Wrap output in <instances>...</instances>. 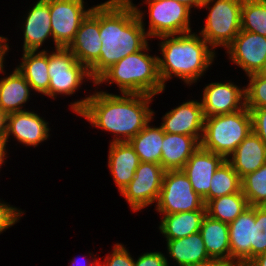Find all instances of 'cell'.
Instances as JSON below:
<instances>
[{
    "instance_id": "cell-4",
    "label": "cell",
    "mask_w": 266,
    "mask_h": 266,
    "mask_svg": "<svg viewBox=\"0 0 266 266\" xmlns=\"http://www.w3.org/2000/svg\"><path fill=\"white\" fill-rule=\"evenodd\" d=\"M149 49L147 44L142 50L111 65L95 80L94 85L115 82L121 94L159 95L166 87L159 76L158 56L148 54Z\"/></svg>"
},
{
    "instance_id": "cell-6",
    "label": "cell",
    "mask_w": 266,
    "mask_h": 266,
    "mask_svg": "<svg viewBox=\"0 0 266 266\" xmlns=\"http://www.w3.org/2000/svg\"><path fill=\"white\" fill-rule=\"evenodd\" d=\"M242 2L243 0L204 1L201 8L208 9L209 14L199 34L213 49L219 46L226 48L240 32Z\"/></svg>"
},
{
    "instance_id": "cell-18",
    "label": "cell",
    "mask_w": 266,
    "mask_h": 266,
    "mask_svg": "<svg viewBox=\"0 0 266 266\" xmlns=\"http://www.w3.org/2000/svg\"><path fill=\"white\" fill-rule=\"evenodd\" d=\"M253 224L255 206H250L229 223L230 263L245 266L253 259Z\"/></svg>"
},
{
    "instance_id": "cell-16",
    "label": "cell",
    "mask_w": 266,
    "mask_h": 266,
    "mask_svg": "<svg viewBox=\"0 0 266 266\" xmlns=\"http://www.w3.org/2000/svg\"><path fill=\"white\" fill-rule=\"evenodd\" d=\"M225 160L224 156L199 146L181 169L189 178L193 190L203 198L204 204L209 201L211 179Z\"/></svg>"
},
{
    "instance_id": "cell-8",
    "label": "cell",
    "mask_w": 266,
    "mask_h": 266,
    "mask_svg": "<svg viewBox=\"0 0 266 266\" xmlns=\"http://www.w3.org/2000/svg\"><path fill=\"white\" fill-rule=\"evenodd\" d=\"M206 210L203 198L192 188L182 170H167L156 203V211L163 215Z\"/></svg>"
},
{
    "instance_id": "cell-40",
    "label": "cell",
    "mask_w": 266,
    "mask_h": 266,
    "mask_svg": "<svg viewBox=\"0 0 266 266\" xmlns=\"http://www.w3.org/2000/svg\"><path fill=\"white\" fill-rule=\"evenodd\" d=\"M189 266H236V265L230 262L222 261V260L208 259L206 261L199 262L197 264H193Z\"/></svg>"
},
{
    "instance_id": "cell-32",
    "label": "cell",
    "mask_w": 266,
    "mask_h": 266,
    "mask_svg": "<svg viewBox=\"0 0 266 266\" xmlns=\"http://www.w3.org/2000/svg\"><path fill=\"white\" fill-rule=\"evenodd\" d=\"M241 191L250 206H266V163L241 178Z\"/></svg>"
},
{
    "instance_id": "cell-39",
    "label": "cell",
    "mask_w": 266,
    "mask_h": 266,
    "mask_svg": "<svg viewBox=\"0 0 266 266\" xmlns=\"http://www.w3.org/2000/svg\"><path fill=\"white\" fill-rule=\"evenodd\" d=\"M8 41V38L6 37H3V36H0V74L1 73H5L4 71V67L5 65L3 64L4 63V60H5V55H7L6 53L8 52L9 50V45L8 43H6Z\"/></svg>"
},
{
    "instance_id": "cell-42",
    "label": "cell",
    "mask_w": 266,
    "mask_h": 266,
    "mask_svg": "<svg viewBox=\"0 0 266 266\" xmlns=\"http://www.w3.org/2000/svg\"><path fill=\"white\" fill-rule=\"evenodd\" d=\"M245 266H266V252L255 256Z\"/></svg>"
},
{
    "instance_id": "cell-24",
    "label": "cell",
    "mask_w": 266,
    "mask_h": 266,
    "mask_svg": "<svg viewBox=\"0 0 266 266\" xmlns=\"http://www.w3.org/2000/svg\"><path fill=\"white\" fill-rule=\"evenodd\" d=\"M33 91L21 73L14 69L9 76L0 79V108L6 113L26 111L25 106Z\"/></svg>"
},
{
    "instance_id": "cell-3",
    "label": "cell",
    "mask_w": 266,
    "mask_h": 266,
    "mask_svg": "<svg viewBox=\"0 0 266 266\" xmlns=\"http://www.w3.org/2000/svg\"><path fill=\"white\" fill-rule=\"evenodd\" d=\"M161 56H158L160 79L166 87L172 76L182 79L189 86L208 70L215 58V50L195 32L158 37Z\"/></svg>"
},
{
    "instance_id": "cell-5",
    "label": "cell",
    "mask_w": 266,
    "mask_h": 266,
    "mask_svg": "<svg viewBox=\"0 0 266 266\" xmlns=\"http://www.w3.org/2000/svg\"><path fill=\"white\" fill-rule=\"evenodd\" d=\"M250 132L252 119L246 106L231 114L205 117L200 146L227 159Z\"/></svg>"
},
{
    "instance_id": "cell-2",
    "label": "cell",
    "mask_w": 266,
    "mask_h": 266,
    "mask_svg": "<svg viewBox=\"0 0 266 266\" xmlns=\"http://www.w3.org/2000/svg\"><path fill=\"white\" fill-rule=\"evenodd\" d=\"M144 14L132 0H108L100 4V57L89 68L94 81L111 65L148 44Z\"/></svg>"
},
{
    "instance_id": "cell-43",
    "label": "cell",
    "mask_w": 266,
    "mask_h": 266,
    "mask_svg": "<svg viewBox=\"0 0 266 266\" xmlns=\"http://www.w3.org/2000/svg\"><path fill=\"white\" fill-rule=\"evenodd\" d=\"M174 1H177V2L185 5L186 7H188L191 10V8H193V7L200 9L205 0H174Z\"/></svg>"
},
{
    "instance_id": "cell-44",
    "label": "cell",
    "mask_w": 266,
    "mask_h": 266,
    "mask_svg": "<svg viewBox=\"0 0 266 266\" xmlns=\"http://www.w3.org/2000/svg\"><path fill=\"white\" fill-rule=\"evenodd\" d=\"M91 257L93 258V261L89 260L90 263L88 261H85V263L88 262V265L85 264L84 266H99V260L94 255H92ZM69 264L70 266H77L79 263H78V260L75 258V259H72Z\"/></svg>"
},
{
    "instance_id": "cell-30",
    "label": "cell",
    "mask_w": 266,
    "mask_h": 266,
    "mask_svg": "<svg viewBox=\"0 0 266 266\" xmlns=\"http://www.w3.org/2000/svg\"><path fill=\"white\" fill-rule=\"evenodd\" d=\"M210 184L209 200L241 190V178L227 160L215 171Z\"/></svg>"
},
{
    "instance_id": "cell-41",
    "label": "cell",
    "mask_w": 266,
    "mask_h": 266,
    "mask_svg": "<svg viewBox=\"0 0 266 266\" xmlns=\"http://www.w3.org/2000/svg\"><path fill=\"white\" fill-rule=\"evenodd\" d=\"M7 114L0 108V144H4L6 136Z\"/></svg>"
},
{
    "instance_id": "cell-29",
    "label": "cell",
    "mask_w": 266,
    "mask_h": 266,
    "mask_svg": "<svg viewBox=\"0 0 266 266\" xmlns=\"http://www.w3.org/2000/svg\"><path fill=\"white\" fill-rule=\"evenodd\" d=\"M205 207L206 215L229 224L246 211L250 205L240 190L237 193L211 199L205 204Z\"/></svg>"
},
{
    "instance_id": "cell-45",
    "label": "cell",
    "mask_w": 266,
    "mask_h": 266,
    "mask_svg": "<svg viewBox=\"0 0 266 266\" xmlns=\"http://www.w3.org/2000/svg\"><path fill=\"white\" fill-rule=\"evenodd\" d=\"M7 149L4 144H0V168L5 163V160L7 158Z\"/></svg>"
},
{
    "instance_id": "cell-25",
    "label": "cell",
    "mask_w": 266,
    "mask_h": 266,
    "mask_svg": "<svg viewBox=\"0 0 266 266\" xmlns=\"http://www.w3.org/2000/svg\"><path fill=\"white\" fill-rule=\"evenodd\" d=\"M210 259L230 262L229 226L206 215L200 231Z\"/></svg>"
},
{
    "instance_id": "cell-10",
    "label": "cell",
    "mask_w": 266,
    "mask_h": 266,
    "mask_svg": "<svg viewBox=\"0 0 266 266\" xmlns=\"http://www.w3.org/2000/svg\"><path fill=\"white\" fill-rule=\"evenodd\" d=\"M165 169L161 164L140 162L134 178L120 192L134 212L157 203L163 183Z\"/></svg>"
},
{
    "instance_id": "cell-31",
    "label": "cell",
    "mask_w": 266,
    "mask_h": 266,
    "mask_svg": "<svg viewBox=\"0 0 266 266\" xmlns=\"http://www.w3.org/2000/svg\"><path fill=\"white\" fill-rule=\"evenodd\" d=\"M241 30L266 37V0H243Z\"/></svg>"
},
{
    "instance_id": "cell-23",
    "label": "cell",
    "mask_w": 266,
    "mask_h": 266,
    "mask_svg": "<svg viewBox=\"0 0 266 266\" xmlns=\"http://www.w3.org/2000/svg\"><path fill=\"white\" fill-rule=\"evenodd\" d=\"M20 65L15 67L35 92L48 96L50 76L48 73V51L23 52Z\"/></svg>"
},
{
    "instance_id": "cell-14",
    "label": "cell",
    "mask_w": 266,
    "mask_h": 266,
    "mask_svg": "<svg viewBox=\"0 0 266 266\" xmlns=\"http://www.w3.org/2000/svg\"><path fill=\"white\" fill-rule=\"evenodd\" d=\"M101 40L100 4H98L93 6L92 11L81 22L75 38L67 48L78 62L89 69L100 57Z\"/></svg>"
},
{
    "instance_id": "cell-34",
    "label": "cell",
    "mask_w": 266,
    "mask_h": 266,
    "mask_svg": "<svg viewBox=\"0 0 266 266\" xmlns=\"http://www.w3.org/2000/svg\"><path fill=\"white\" fill-rule=\"evenodd\" d=\"M266 252V206H255L253 224V258Z\"/></svg>"
},
{
    "instance_id": "cell-37",
    "label": "cell",
    "mask_w": 266,
    "mask_h": 266,
    "mask_svg": "<svg viewBox=\"0 0 266 266\" xmlns=\"http://www.w3.org/2000/svg\"><path fill=\"white\" fill-rule=\"evenodd\" d=\"M252 131L256 133L266 146V108H253L250 111Z\"/></svg>"
},
{
    "instance_id": "cell-9",
    "label": "cell",
    "mask_w": 266,
    "mask_h": 266,
    "mask_svg": "<svg viewBox=\"0 0 266 266\" xmlns=\"http://www.w3.org/2000/svg\"><path fill=\"white\" fill-rule=\"evenodd\" d=\"M148 5V37H161L191 32V10L174 0H145Z\"/></svg>"
},
{
    "instance_id": "cell-7",
    "label": "cell",
    "mask_w": 266,
    "mask_h": 266,
    "mask_svg": "<svg viewBox=\"0 0 266 266\" xmlns=\"http://www.w3.org/2000/svg\"><path fill=\"white\" fill-rule=\"evenodd\" d=\"M54 50L48 52L49 97L55 100L57 95H73L81 87L84 79L92 80L95 84L89 69L78 62L68 48L58 47Z\"/></svg>"
},
{
    "instance_id": "cell-11",
    "label": "cell",
    "mask_w": 266,
    "mask_h": 266,
    "mask_svg": "<svg viewBox=\"0 0 266 266\" xmlns=\"http://www.w3.org/2000/svg\"><path fill=\"white\" fill-rule=\"evenodd\" d=\"M85 9L84 0H50V18L55 49L67 48L80 28L81 22L92 11Z\"/></svg>"
},
{
    "instance_id": "cell-38",
    "label": "cell",
    "mask_w": 266,
    "mask_h": 266,
    "mask_svg": "<svg viewBox=\"0 0 266 266\" xmlns=\"http://www.w3.org/2000/svg\"><path fill=\"white\" fill-rule=\"evenodd\" d=\"M134 266H169V263L162 252H145L134 260Z\"/></svg>"
},
{
    "instance_id": "cell-1",
    "label": "cell",
    "mask_w": 266,
    "mask_h": 266,
    "mask_svg": "<svg viewBox=\"0 0 266 266\" xmlns=\"http://www.w3.org/2000/svg\"><path fill=\"white\" fill-rule=\"evenodd\" d=\"M154 97L127 93L121 96L97 91L84 99L71 102L70 107L91 126L111 132L114 135L111 142H125L151 123L155 112L149 105Z\"/></svg>"
},
{
    "instance_id": "cell-17",
    "label": "cell",
    "mask_w": 266,
    "mask_h": 266,
    "mask_svg": "<svg viewBox=\"0 0 266 266\" xmlns=\"http://www.w3.org/2000/svg\"><path fill=\"white\" fill-rule=\"evenodd\" d=\"M49 132L48 122L34 111L13 112L7 114L4 145H7L8 138L12 135L21 144L36 147L48 139Z\"/></svg>"
},
{
    "instance_id": "cell-26",
    "label": "cell",
    "mask_w": 266,
    "mask_h": 266,
    "mask_svg": "<svg viewBox=\"0 0 266 266\" xmlns=\"http://www.w3.org/2000/svg\"><path fill=\"white\" fill-rule=\"evenodd\" d=\"M205 216L206 210L164 215L159 230L166 240L187 237L200 231Z\"/></svg>"
},
{
    "instance_id": "cell-21",
    "label": "cell",
    "mask_w": 266,
    "mask_h": 266,
    "mask_svg": "<svg viewBox=\"0 0 266 266\" xmlns=\"http://www.w3.org/2000/svg\"><path fill=\"white\" fill-rule=\"evenodd\" d=\"M242 178L255 172L266 163V146L253 131L237 146L226 159Z\"/></svg>"
},
{
    "instance_id": "cell-19",
    "label": "cell",
    "mask_w": 266,
    "mask_h": 266,
    "mask_svg": "<svg viewBox=\"0 0 266 266\" xmlns=\"http://www.w3.org/2000/svg\"><path fill=\"white\" fill-rule=\"evenodd\" d=\"M22 29L24 33L23 52L39 51L45 40L53 39L50 18V0H38L29 9Z\"/></svg>"
},
{
    "instance_id": "cell-36",
    "label": "cell",
    "mask_w": 266,
    "mask_h": 266,
    "mask_svg": "<svg viewBox=\"0 0 266 266\" xmlns=\"http://www.w3.org/2000/svg\"><path fill=\"white\" fill-rule=\"evenodd\" d=\"M24 211L16 207L10 206L6 202L0 200V234L6 231L9 227L19 222L23 216Z\"/></svg>"
},
{
    "instance_id": "cell-13",
    "label": "cell",
    "mask_w": 266,
    "mask_h": 266,
    "mask_svg": "<svg viewBox=\"0 0 266 266\" xmlns=\"http://www.w3.org/2000/svg\"><path fill=\"white\" fill-rule=\"evenodd\" d=\"M203 91L201 105L205 117L231 114L245 107V87L233 82H212Z\"/></svg>"
},
{
    "instance_id": "cell-12",
    "label": "cell",
    "mask_w": 266,
    "mask_h": 266,
    "mask_svg": "<svg viewBox=\"0 0 266 266\" xmlns=\"http://www.w3.org/2000/svg\"><path fill=\"white\" fill-rule=\"evenodd\" d=\"M226 50L232 63L246 76L258 73L266 63V37L257 33L240 30Z\"/></svg>"
},
{
    "instance_id": "cell-28",
    "label": "cell",
    "mask_w": 266,
    "mask_h": 266,
    "mask_svg": "<svg viewBox=\"0 0 266 266\" xmlns=\"http://www.w3.org/2000/svg\"><path fill=\"white\" fill-rule=\"evenodd\" d=\"M164 131L161 126H150L148 123L128 142L139 157L140 162L161 164V147Z\"/></svg>"
},
{
    "instance_id": "cell-15",
    "label": "cell",
    "mask_w": 266,
    "mask_h": 266,
    "mask_svg": "<svg viewBox=\"0 0 266 266\" xmlns=\"http://www.w3.org/2000/svg\"><path fill=\"white\" fill-rule=\"evenodd\" d=\"M161 128L164 132L195 137L201 142L205 116L201 101L189 100L166 112L162 117Z\"/></svg>"
},
{
    "instance_id": "cell-46",
    "label": "cell",
    "mask_w": 266,
    "mask_h": 266,
    "mask_svg": "<svg viewBox=\"0 0 266 266\" xmlns=\"http://www.w3.org/2000/svg\"><path fill=\"white\" fill-rule=\"evenodd\" d=\"M262 77L266 78V63L264 64L263 68L258 72Z\"/></svg>"
},
{
    "instance_id": "cell-35",
    "label": "cell",
    "mask_w": 266,
    "mask_h": 266,
    "mask_svg": "<svg viewBox=\"0 0 266 266\" xmlns=\"http://www.w3.org/2000/svg\"><path fill=\"white\" fill-rule=\"evenodd\" d=\"M113 251L107 255L99 266H134V258L131 257L130 252L121 243L113 245Z\"/></svg>"
},
{
    "instance_id": "cell-33",
    "label": "cell",
    "mask_w": 266,
    "mask_h": 266,
    "mask_svg": "<svg viewBox=\"0 0 266 266\" xmlns=\"http://www.w3.org/2000/svg\"><path fill=\"white\" fill-rule=\"evenodd\" d=\"M247 77L249 83L245 87V106L250 111L253 108H266V78L259 73Z\"/></svg>"
},
{
    "instance_id": "cell-22",
    "label": "cell",
    "mask_w": 266,
    "mask_h": 266,
    "mask_svg": "<svg viewBox=\"0 0 266 266\" xmlns=\"http://www.w3.org/2000/svg\"><path fill=\"white\" fill-rule=\"evenodd\" d=\"M200 142L193 136L164 132L161 165L167 170H181L199 148Z\"/></svg>"
},
{
    "instance_id": "cell-27",
    "label": "cell",
    "mask_w": 266,
    "mask_h": 266,
    "mask_svg": "<svg viewBox=\"0 0 266 266\" xmlns=\"http://www.w3.org/2000/svg\"><path fill=\"white\" fill-rule=\"evenodd\" d=\"M166 241L167 253L178 266H189L210 259L200 232Z\"/></svg>"
},
{
    "instance_id": "cell-20",
    "label": "cell",
    "mask_w": 266,
    "mask_h": 266,
    "mask_svg": "<svg viewBox=\"0 0 266 266\" xmlns=\"http://www.w3.org/2000/svg\"><path fill=\"white\" fill-rule=\"evenodd\" d=\"M108 167L118 191L121 192L134 178L140 160L128 141L110 142Z\"/></svg>"
}]
</instances>
